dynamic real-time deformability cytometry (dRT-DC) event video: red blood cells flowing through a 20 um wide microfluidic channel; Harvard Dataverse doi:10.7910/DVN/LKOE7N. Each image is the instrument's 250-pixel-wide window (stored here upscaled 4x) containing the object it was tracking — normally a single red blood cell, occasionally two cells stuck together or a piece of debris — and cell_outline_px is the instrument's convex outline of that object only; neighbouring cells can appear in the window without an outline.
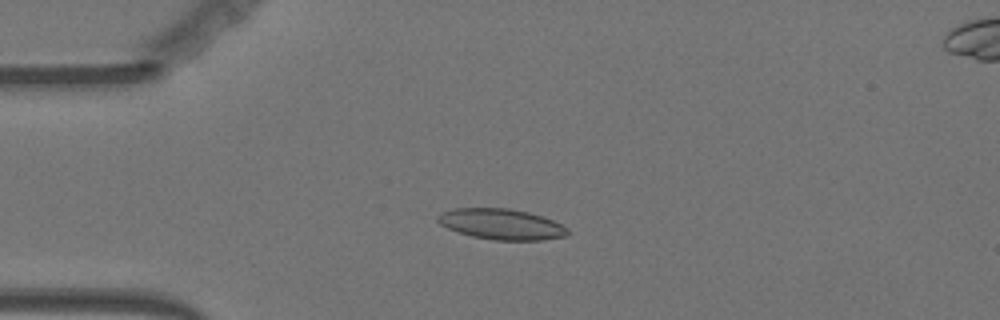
{"species": "Egyptian fruit bat (a non-hibernating species)", "species_latin": "Rousettus aegyptiacus", "temperature_condition": "warm", "stored_images_in_passage": 56, "camera_frame_rate_fps": 3000, "um_per_image_px": 0.085, "animal": {"sex": "female"}, "frame": {"image": 1, "passage_image": 14, "time_ms": 4.333, "image_size_px": [1000, 320], "cell_outline_px": [[568, 236], [540, 240], [496, 240], [472, 236], [448, 228], [440, 224], [436, 220], [436, 216], [440, 212], [452, 208], [508, 208], [528, 212], [544, 216], [568, 228]], "centroid_in_image_um": [42.61, 19.04], "position_along_channel_um": 42.4, "area_um2": 23.29}}
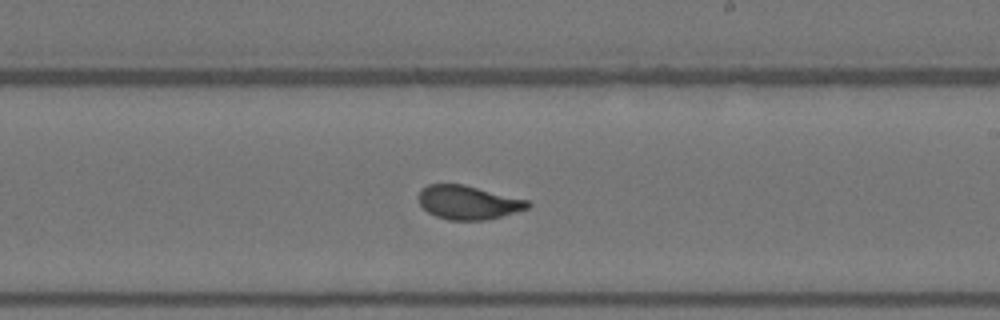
{"frame": {"image": 2, "passage_image": 33, "time_ms": 10.667, "image_size_px": [1000, 320], "cell_outline_px": [[532, 204], [528, 208], [500, 216], [484, 220], [448, 220], [436, 216], [428, 212], [420, 204], [416, 196], [420, 188], [428, 184], [464, 184], [528, 200]], "centroid_in_image_um": [39.74, 17.19], "position_along_channel_um": 249.3, "area_um2": 21.56}}
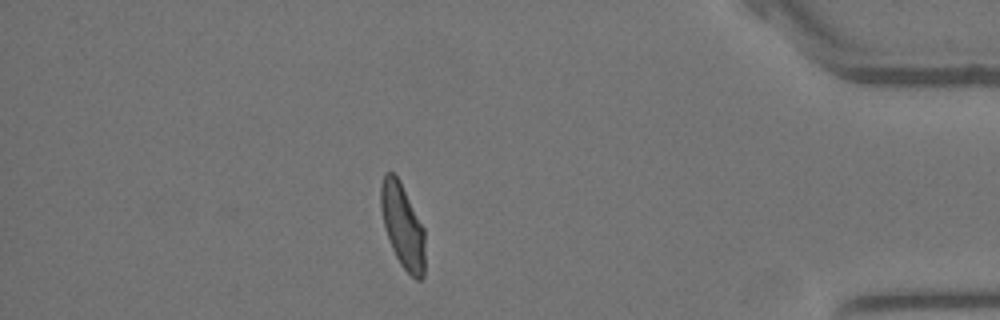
{"frame": {"image": 3, "passage_image": 49, "time_ms": 16.0, "image_size_px": [1000, 320], "cell_outline_px": [[424, 276], [420, 280], [416, 280], [400, 264], [392, 248], [384, 224], [380, 208], [380, 184], [384, 172], [392, 172], [400, 180], [424, 228]], "centroid_in_image_um": [34.21, 19.17], "position_along_channel_um": 401.0, "area_um2": 21.62}, "authors_computed_cell_mechanics": {"area_um2": 22.1952, "velocity_mm_per_s": 3.6195, "shape_relaxation_time_tau1_ms": 4.4612, "shape_relaxation_time_tau2_ms": 0.8192, "deformation_change_tau1": 0.1636, "deformation_change_tau2": 0.0614}}